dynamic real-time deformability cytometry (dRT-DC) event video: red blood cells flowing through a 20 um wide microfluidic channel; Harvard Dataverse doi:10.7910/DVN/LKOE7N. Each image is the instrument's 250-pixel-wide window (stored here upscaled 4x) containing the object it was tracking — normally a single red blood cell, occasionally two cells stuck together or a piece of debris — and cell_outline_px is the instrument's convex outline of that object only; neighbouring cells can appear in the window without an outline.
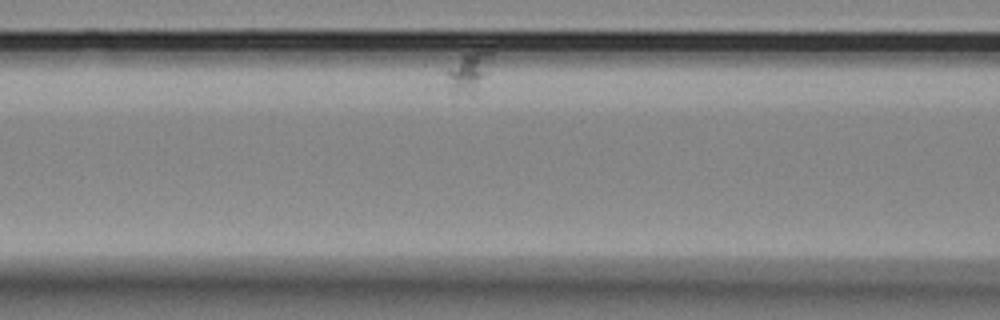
{"species": "Egyptian fruit bat (a non-hibernating species)", "species_latin": "Rousettus aegyptiacus", "temperature_condition": "room temperature", "stored_images_in_passage": 53, "camera_frame_rate_fps": 3000, "um_per_image_px": 0.085, "animal": {"sex": "female"}, "frame": {"image": 1, "passage_image": 16, "time_ms": 5.0, "image_size_px": [1000, 320], "cell_outline_px": [[492, 52], [484, 76], [472, 92], [452, 92], [448, 76], [448, 68], [464, 52], [488, 44], [492, 44]], "centroid_in_image_um": [39.91, 5.87], "position_along_channel_um": 126.7, "area_um2": 10.17}}
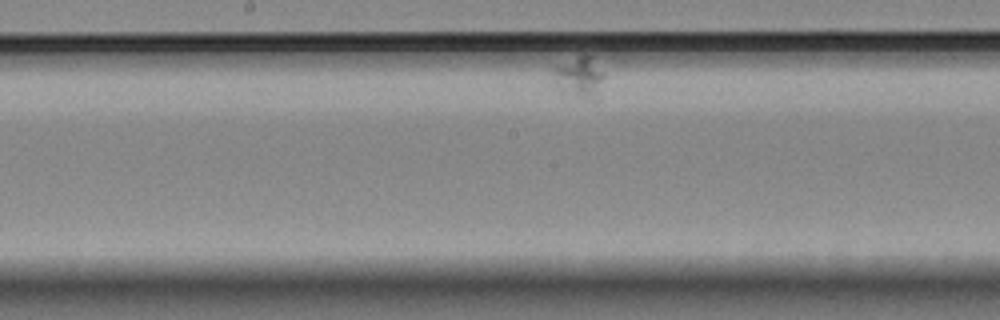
{"frame": {"image": 2, "passage_image": 30, "time_ms": 9.667, "image_size_px": [1000, 320], "cell_outline_px": [[604, 76], [592, 100], [560, 92], [556, 84], [552, 68], [556, 64], [588, 52], [592, 52], [604, 72]], "centroid_in_image_um": [49.23, 6.45], "position_along_channel_um": 199.0, "area_um2": 12.37}}